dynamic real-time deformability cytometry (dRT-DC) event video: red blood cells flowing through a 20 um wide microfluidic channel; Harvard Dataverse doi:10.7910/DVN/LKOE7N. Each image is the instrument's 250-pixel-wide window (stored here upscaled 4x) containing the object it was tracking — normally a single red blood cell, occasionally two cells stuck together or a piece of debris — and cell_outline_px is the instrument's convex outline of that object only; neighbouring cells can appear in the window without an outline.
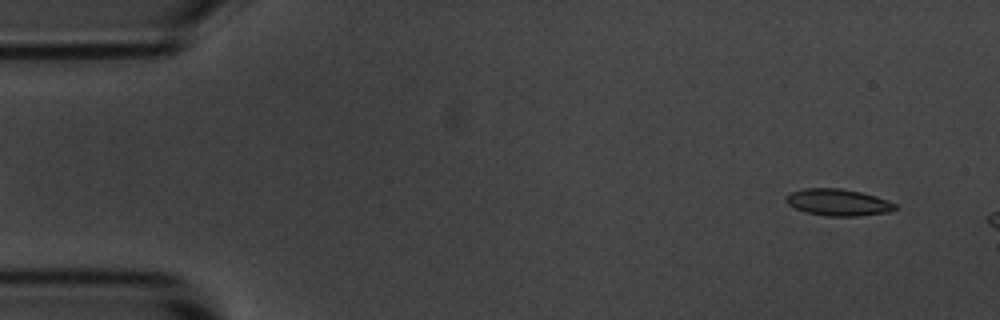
{"species": "common noctule bat (a hibernating species)", "species_latin": "Nyctalus noctula", "temperature_condition": "room temperature", "stored_images_in_passage": 3, "camera_frame_rate_fps": 3000, "um_per_image_px": 0.085, "animal": {"sex": "male", "body_mass_g": 20.1, "forearm_length_mm": 53.5}, "frame": {"image": 1, "passage_image": 1, "time_ms": 0.0, "image_size_px": [1000, 320], "cell_outline_px": [[896, 208], [888, 212], [860, 216], [828, 216], [804, 212], [788, 204], [784, 200], [784, 196], [792, 192], [804, 188], [840, 188], [860, 192], [876, 196], [896, 204]], "centroid_in_image_um": [71.2, 17.2], "position_along_channel_um": 13.8, "area_um2": 16.99}}